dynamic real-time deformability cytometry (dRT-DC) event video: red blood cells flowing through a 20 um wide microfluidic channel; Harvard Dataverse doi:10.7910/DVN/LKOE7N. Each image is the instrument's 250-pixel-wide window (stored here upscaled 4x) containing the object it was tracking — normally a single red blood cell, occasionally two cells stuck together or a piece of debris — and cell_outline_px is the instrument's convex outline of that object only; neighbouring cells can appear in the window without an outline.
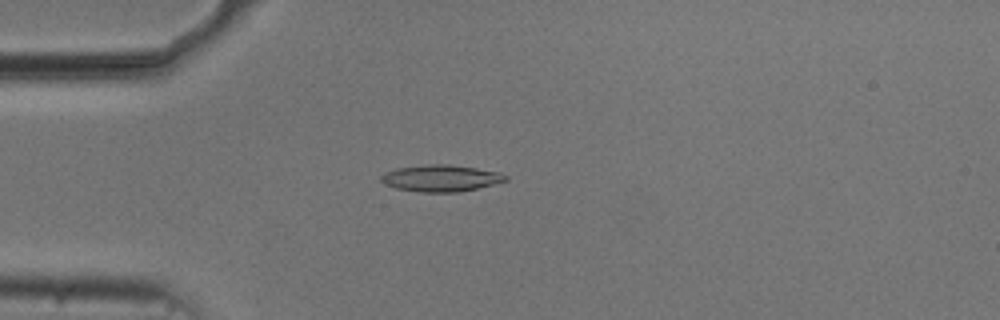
{"species": "common noctule bat (a hibernating species)", "species_latin": "Nyctalus noctula", "temperature_condition": "cold", "stored_images_in_passage": 55, "camera_frame_rate_fps": 3000, "um_per_image_px": 0.085, "animal": {"sex": "male", "body_mass_g": 20.5, "forearm_length_mm": 52.5}, "frame": {"image": 1, "passage_image": 15, "time_ms": 4.667, "image_size_px": [1000, 320], "cell_outline_px": [[508, 180], [460, 192], [420, 192], [396, 188], [384, 184], [380, 180], [380, 176], [384, 172], [396, 168], [424, 164], [448, 164], [476, 168], [500, 172], [508, 176]], "centroid_in_image_um": [37.44, 15.14], "position_along_channel_um": 47.6, "area_um2": 19.42}}
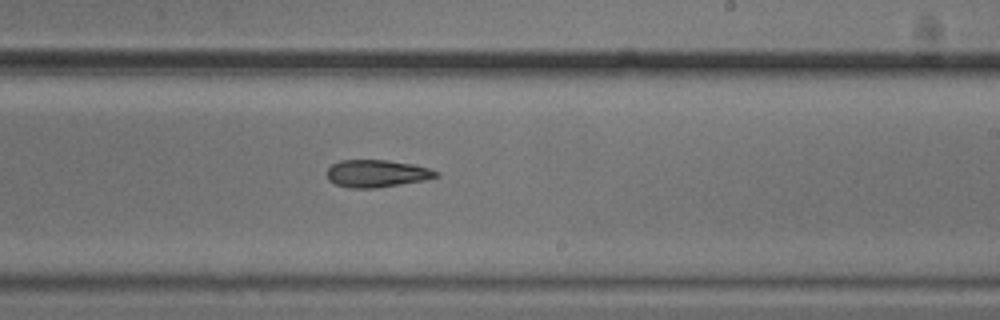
{"frame": {"image": 2, "passage_image": 33, "time_ms": 10.667, "image_size_px": [1000, 320], "cell_outline_px": [[440, 176], [424, 180], [376, 188], [352, 188], [336, 184], [328, 180], [328, 168], [332, 164], [340, 160], [388, 160], [412, 164], [428, 168], [440, 172]], "centroid_in_image_um": [32.04, 14.74], "position_along_channel_um": 257.0, "area_um2": 17.34}}
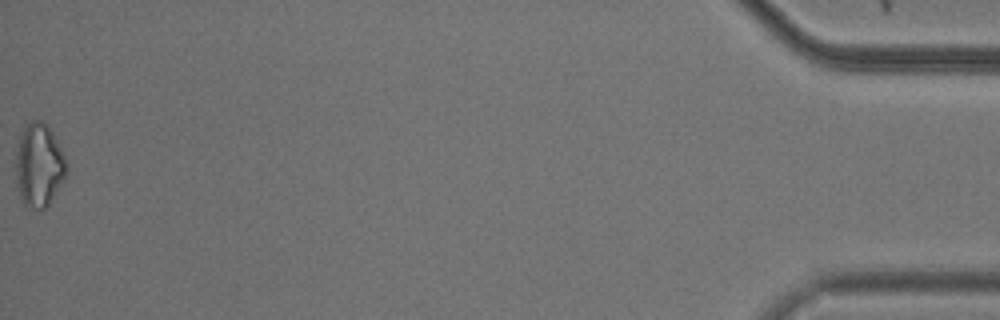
{"frame": {"image": 3, "passage_image": 55, "time_ms": 18.0, "image_size_px": [1000, 320], "cell_outline_px": [[64, 176], [48, 204], [44, 208], [36, 208], [24, 204], [20, 196], [16, 184], [16, 152], [20, 136], [24, 128], [32, 120], [40, 120], [52, 132], [64, 156]], "centroid_in_image_um": [3.26, 14.03], "position_along_channel_um": 431.9, "area_um2": 23.58}, "authors_computed_cell_mechanics": {"area_um2": 18.5538, "velocity_mm_per_s": 3.72, "shape_relaxation_time_tau1_ms": 5.7379, "shape_relaxation_time_tau2_ms": 3.1696, "deformation_change_tau1": 0.151, "deformation_change_tau2": 0.1023}}